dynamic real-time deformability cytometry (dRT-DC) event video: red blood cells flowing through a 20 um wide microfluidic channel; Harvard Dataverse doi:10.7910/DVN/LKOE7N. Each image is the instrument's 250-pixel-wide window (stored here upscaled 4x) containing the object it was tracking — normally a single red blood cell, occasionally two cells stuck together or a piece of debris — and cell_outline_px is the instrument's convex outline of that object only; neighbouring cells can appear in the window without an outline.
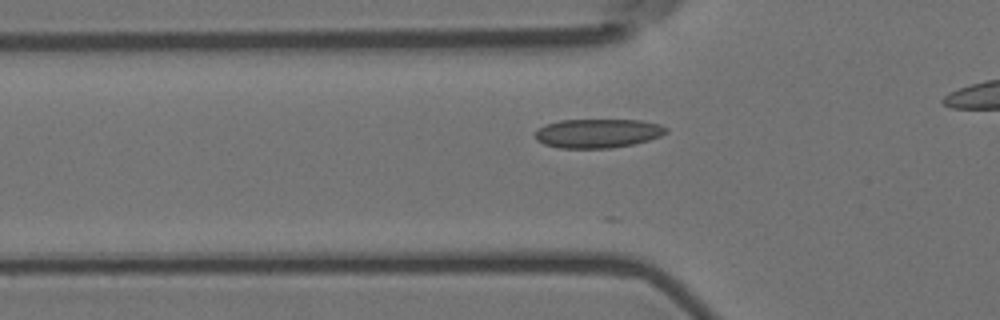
{"species": "Egyptian fruit bat (a non-hibernating species)", "species_latin": "Rousettus aegyptiacus", "temperature_condition": "room temperature", "stored_images_in_passage": 12, "camera_frame_rate_fps": 3000, "um_per_image_px": 0.085, "animal": {"sex": "female"}, "frame": {"image": 1, "passage_image": 4, "time_ms": 1.0, "image_size_px": [1000, 320], "cell_outline_px": [[668, 132], [660, 136], [648, 140], [632, 144], [612, 148], [560, 148], [544, 144], [536, 140], [536, 132], [544, 124], [560, 120], [640, 120], [660, 124], [668, 128]], "centroid_in_image_um": [50.82, 11.33], "position_along_channel_um": 75.0, "area_um2": 22.14}}
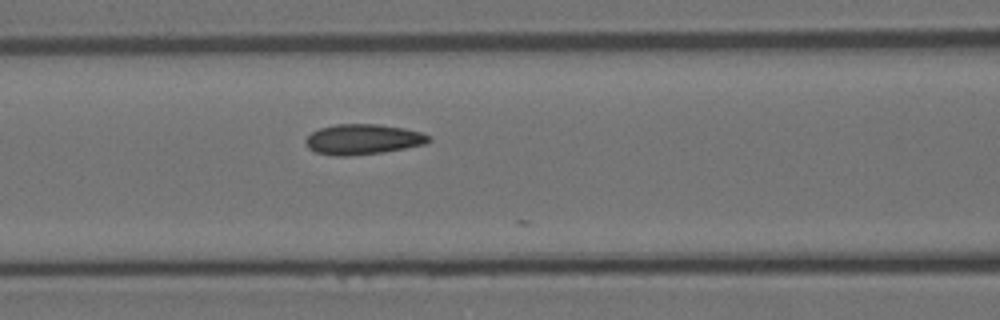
{"frame": {"image": 2, "passage_image": 9, "time_ms": 2.667, "image_size_px": [1000, 320], "cell_outline_px": [[432, 140], [428, 144], [384, 152], [344, 156], [336, 156], [316, 152], [308, 148], [304, 140], [312, 132], [320, 128], [336, 124], [376, 124], [404, 128], [420, 132], [432, 136]], "centroid_in_image_um": [30.89, 11.84], "position_along_channel_um": 135.7, "area_um2": 21.85}}